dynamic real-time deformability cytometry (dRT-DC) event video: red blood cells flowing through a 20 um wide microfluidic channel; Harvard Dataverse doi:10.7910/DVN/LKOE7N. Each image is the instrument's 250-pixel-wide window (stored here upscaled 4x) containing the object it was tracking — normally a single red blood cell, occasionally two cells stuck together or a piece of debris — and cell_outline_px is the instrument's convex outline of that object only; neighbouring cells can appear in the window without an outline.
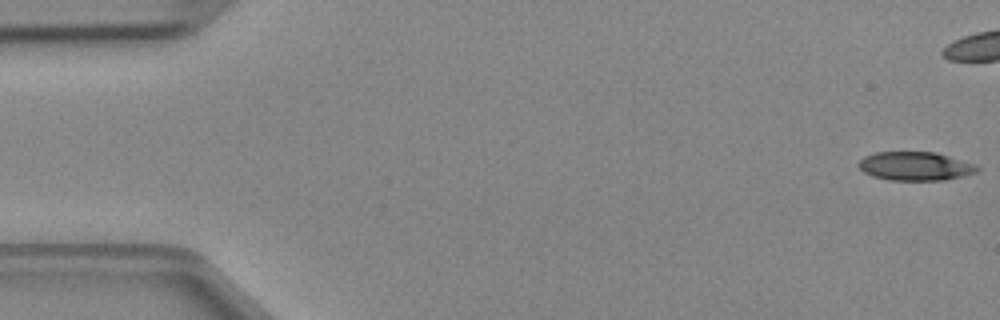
{"species": "Egyptian fruit bat (a non-hibernating species)", "species_latin": "Rousettus aegyptiacus", "temperature_condition": "cold", "stored_images_in_passage": 7, "camera_frame_rate_fps": 3000, "um_per_image_px": 0.085, "animal": {"sex": "female"}, "frame": {"image": 1, "passage_image": 1, "time_ms": 0.0, "image_size_px": [1000, 320], "cell_outline_px": [[980, 168], [976, 172], [964, 176], [944, 180], [888, 180], [872, 176], [864, 172], [856, 164], [864, 156], [876, 152], [936, 152], [976, 164]], "centroid_in_image_um": [77.8, 14.12], "position_along_channel_um": 7.2, "area_um2": 19.94}}